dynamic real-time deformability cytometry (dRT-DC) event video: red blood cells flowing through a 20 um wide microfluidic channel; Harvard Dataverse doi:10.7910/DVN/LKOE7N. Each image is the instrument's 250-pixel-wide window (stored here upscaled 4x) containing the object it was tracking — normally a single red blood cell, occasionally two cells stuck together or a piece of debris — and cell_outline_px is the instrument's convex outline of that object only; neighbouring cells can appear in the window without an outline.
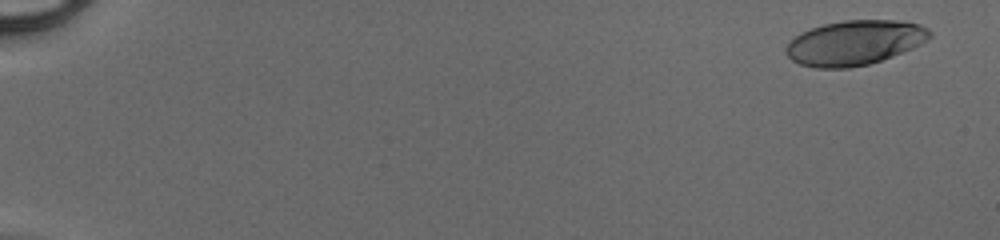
{"species": "human", "species_latin": "Homo sapiens", "temperature_condition": "cold", "stored_images_in_passage": 50, "camera_frame_rate_fps": 3000, "um_per_image_px": 0.085, "donor": {"sex": "male"}, "frame": {"image": 1, "passage_image": 3, "time_ms": 0.667, "image_size_px": [1000, 240], "cell_outline_px": [[932, 36], [928, 40], [912, 48], [892, 56], [868, 64], [848, 68], [816, 68], [800, 64], [792, 60], [784, 52], [784, 48], [800, 32], [824, 24], [844, 20], [896, 20], [920, 24], [928, 28], [932, 32]], "centroid_in_image_um": [72.65, 3.63], "position_along_channel_um": 12.4, "area_um2": 37.45}}
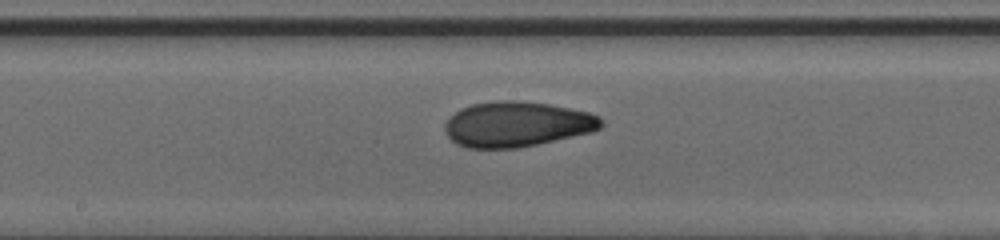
{"frame": {"image": 2, "passage_image": 29, "time_ms": 9.333, "image_size_px": [1000, 240], "cell_outline_px": [[604, 124], [600, 128], [592, 132], [536, 144], [516, 148], [464, 148], [456, 144], [444, 132], [444, 124], [460, 108], [472, 104], [496, 100], [516, 100], [548, 104], [588, 112], [600, 116], [604, 120]], "centroid_in_image_um": [43.93, 10.56], "position_along_channel_um": 204.3, "area_um2": 41.27}}
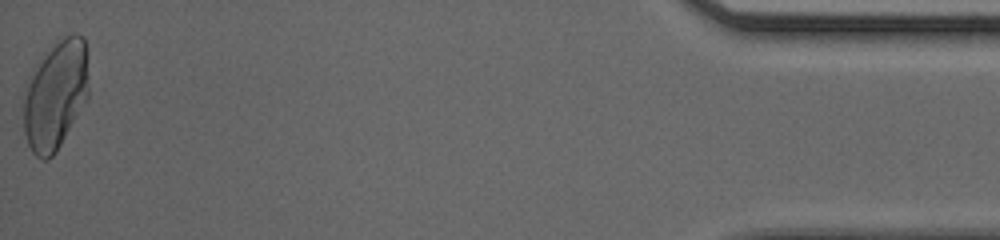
{"frame": {"image": 3, "passage_image": 50, "time_ms": 16.333, "image_size_px": [1000, 240], "cell_outline_px": [[88, 100], [56, 152], [48, 160], [40, 160], [32, 152], [28, 144], [24, 132], [24, 96], [32, 68], [44, 52], [64, 36], [72, 32], [76, 32], [84, 36], [88, 76]], "centroid_in_image_um": [4.73, 8.07], "position_along_channel_um": 430.5, "area_um2": 41.91}}